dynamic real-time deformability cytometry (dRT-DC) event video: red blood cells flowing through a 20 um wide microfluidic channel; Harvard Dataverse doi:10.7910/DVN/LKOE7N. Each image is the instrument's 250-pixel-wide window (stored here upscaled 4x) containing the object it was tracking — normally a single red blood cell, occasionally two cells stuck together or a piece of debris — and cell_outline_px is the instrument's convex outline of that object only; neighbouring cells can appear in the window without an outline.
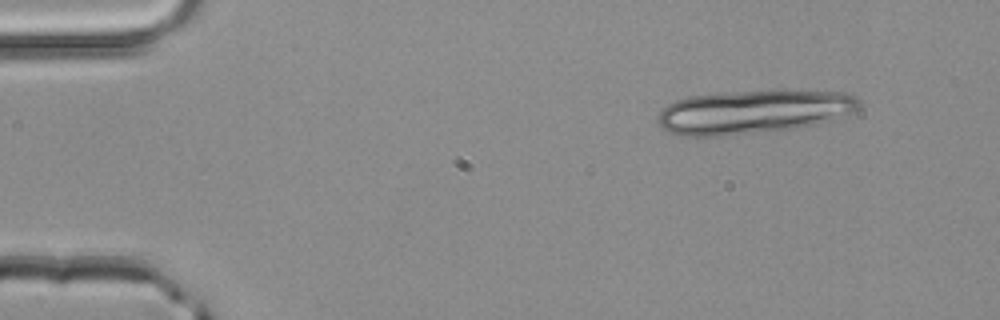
{"species": "common noctule bat (a hibernating species)", "species_latin": "Nyctalus noctula", "temperature_condition": "room temperature", "stored_images_in_passage": 49, "segment_of_instrument_passage": [1, 2], "camera_frame_rate_fps": 3000, "um_per_image_px": 0.085, "animal": {"sex": "male", "body_mass_g": 20.4}, "frame": {"image": 1, "passage_image": 5, "time_ms": 1.333, "image_size_px": [1000, 320], "cell_outline_px": [[860, 108], [852, 112], [812, 124], [796, 128], [720, 136], [680, 136], [668, 132], [660, 128], [656, 124], [656, 116], [668, 104], [676, 100], [688, 96], [720, 92], [840, 92], [856, 96], [860, 100]], "centroid_in_image_um": [63.89, 9.52], "position_along_channel_um": 21.1, "area_um2": 50.46}}